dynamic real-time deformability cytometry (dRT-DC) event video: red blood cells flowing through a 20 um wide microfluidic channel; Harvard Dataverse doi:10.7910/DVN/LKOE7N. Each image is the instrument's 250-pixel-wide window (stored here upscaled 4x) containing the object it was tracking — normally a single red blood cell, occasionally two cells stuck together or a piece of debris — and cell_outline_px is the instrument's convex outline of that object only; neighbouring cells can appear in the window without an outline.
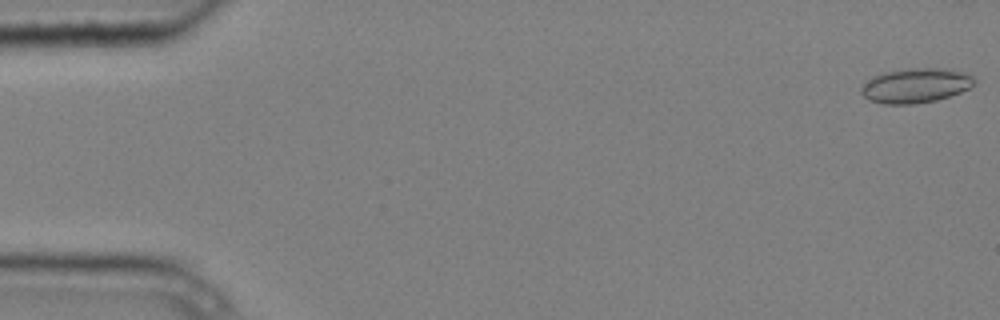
{"species": "common noctule bat (a hibernating species)", "species_latin": "Nyctalus noctula", "temperature_condition": "cold", "stored_images_in_passage": 6, "camera_frame_rate_fps": 3000, "um_per_image_px": 0.085, "animal": {"sex": "male", "body_mass_g": 20.4}, "frame": {"image": 1, "passage_image": 1, "time_ms": 0.0, "image_size_px": [1000, 320], "cell_outline_px": [[976, 80], [968, 88], [960, 92], [936, 100], [916, 104], [884, 104], [868, 100], [860, 92], [860, 88], [872, 76], [884, 72], [908, 68], [948, 68], [972, 76]], "centroid_in_image_um": [77.78, 7.27], "position_along_channel_um": 7.2, "area_um2": 22.77}}
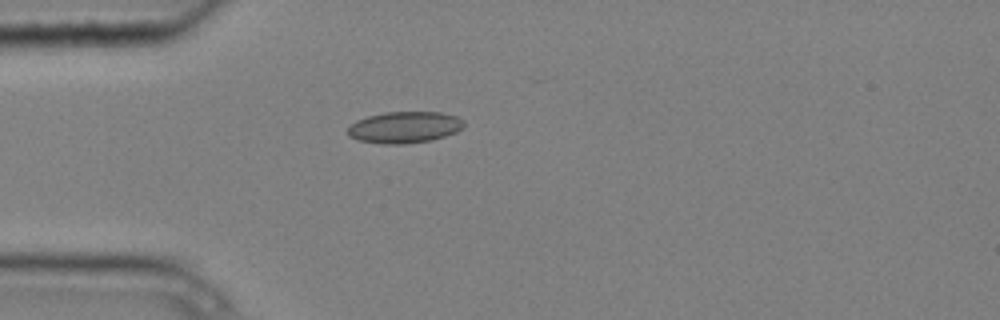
{"frame": {"image": 2, "passage_image": 5, "time_ms": 1.333, "image_size_px": [1000, 320], "cell_outline_px": [[464, 128], [456, 132], [432, 140], [404, 144], [384, 144], [360, 140], [348, 136], [348, 128], [356, 120], [368, 116], [384, 112], [440, 112], [456, 116], [464, 120]], "centroid_in_image_um": [34.41, 10.81], "position_along_channel_um": 50.6, "area_um2": 21.33}}